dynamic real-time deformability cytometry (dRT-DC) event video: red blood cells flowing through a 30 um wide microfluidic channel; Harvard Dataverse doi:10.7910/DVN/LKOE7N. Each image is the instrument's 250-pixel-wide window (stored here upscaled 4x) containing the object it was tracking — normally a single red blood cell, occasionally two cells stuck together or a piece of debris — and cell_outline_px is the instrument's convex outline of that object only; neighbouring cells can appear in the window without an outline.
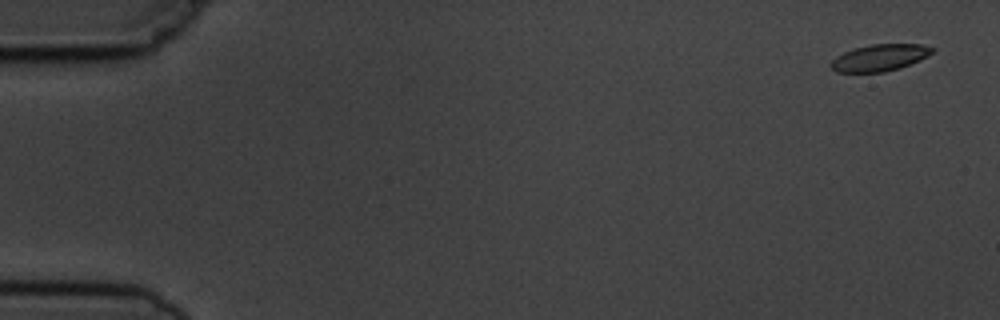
{"species": "common noctule bat (a hibernating species)", "species_latin": "Nyctalus noctula", "temperature_condition": "cold", "stored_images_in_passage": 5, "camera_frame_rate_fps": 3000, "um_per_image_px": 0.085, "animal": {"sex": "male", "body_mass_g": 19.5, "forearm_length_mm": 54.6}, "frame": {"image": 1, "passage_image": 1, "time_ms": 0.0, "image_size_px": [1000, 320], "cell_outline_px": [[936, 48], [928, 56], [920, 60], [900, 68], [884, 72], [836, 72], [828, 64], [836, 56], [844, 52], [856, 48], [872, 44], [920, 44]], "centroid_in_image_um": [74.78, 4.9], "position_along_channel_um": 10.2, "area_um2": 15.78}}
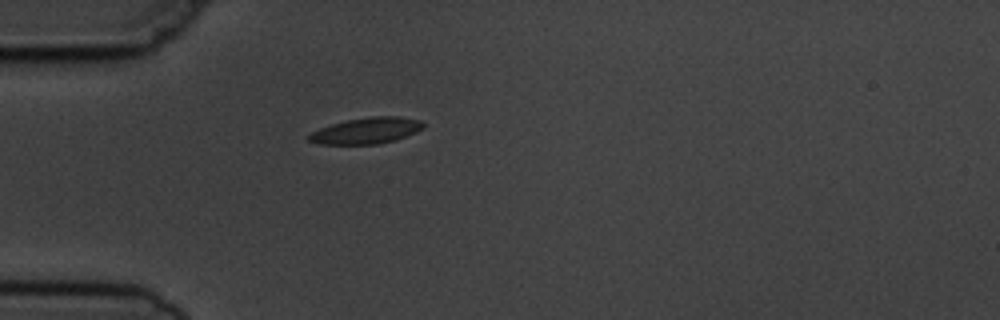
{"frame": {"image": 2, "passage_image": 5, "time_ms": 4.667, "image_size_px": [1000, 320], "cell_outline_px": [[424, 128], [416, 132], [396, 140], [376, 144], [320, 144], [308, 140], [308, 136], [312, 132], [320, 128], [332, 124], [348, 120], [368, 116], [396, 116], [420, 120], [424, 124]], "centroid_in_image_um": [31.17, 11.1], "position_along_channel_um": 53.8, "area_um2": 17.34}}